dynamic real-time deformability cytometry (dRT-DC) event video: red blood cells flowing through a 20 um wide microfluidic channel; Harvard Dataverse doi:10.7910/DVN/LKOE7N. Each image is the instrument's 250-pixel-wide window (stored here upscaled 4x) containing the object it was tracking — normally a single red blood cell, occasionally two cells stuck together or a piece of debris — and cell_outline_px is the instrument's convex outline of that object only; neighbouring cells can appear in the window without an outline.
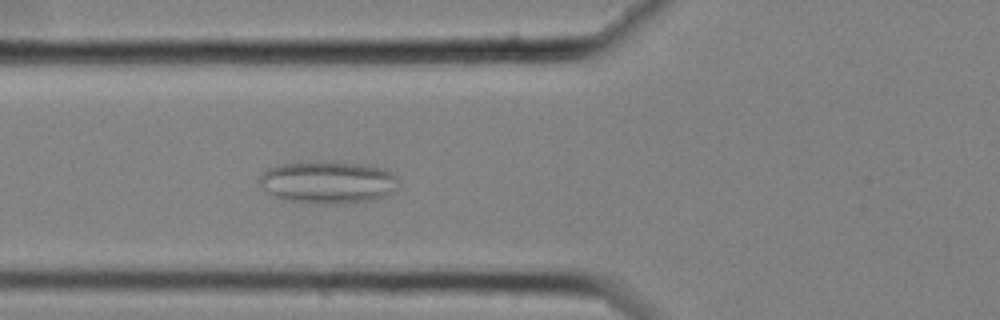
{"species": "common noctule bat (a hibernating species)", "species_latin": "Nyctalus noctula", "temperature_condition": "cold", "stored_images_in_passage": 50, "camera_frame_rate_fps": 3000, "um_per_image_px": 0.085, "animal": {"sex": "female", "body_mass_g": 25.1}, "frame": {"image": 1, "passage_image": 14, "time_ms": 4.333, "image_size_px": [1000, 320], "cell_outline_px": [[396, 180], [392, 192], [384, 196], [372, 200], [340, 204], [328, 204], [284, 200], [268, 192], [260, 184], [260, 176], [268, 168], [280, 164], [368, 164], [384, 168], [392, 172], [396, 176]], "centroid_in_image_um": [27.89, 15.53], "position_along_channel_um": 97.9, "area_um2": 33.23}}
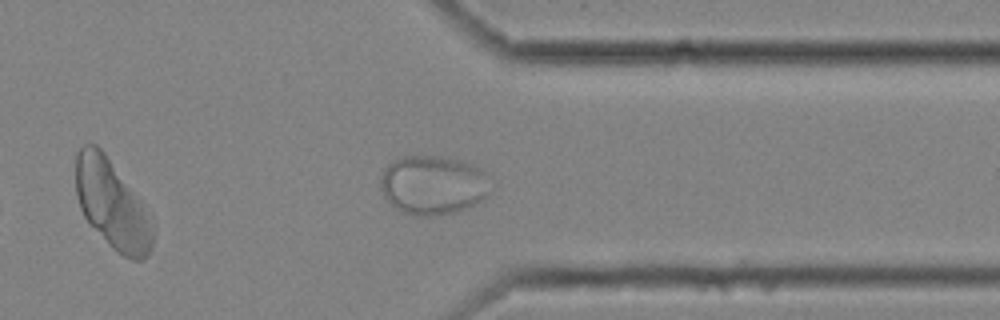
{"frame": {"image": 2, "passage_image": 38, "time_ms": 12.333, "image_size_px": [1000, 320], "cell_outline_px": [[488, 192], [484, 200], [456, 212], [436, 216], [420, 216], [404, 212], [392, 204], [384, 196], [380, 188], [380, 176], [384, 168], [392, 160], [404, 156], [436, 156], [460, 160], [472, 164], [484, 172]], "centroid_in_image_um": [36.76, 15.72], "position_along_channel_um": 374.6, "area_um2": 37.63}}
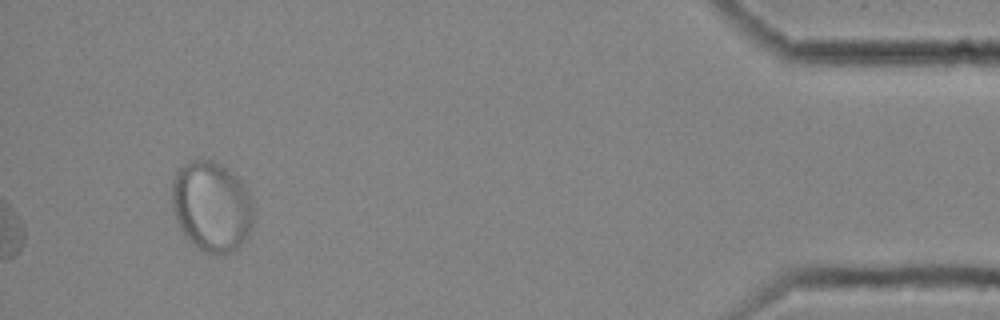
{"frame": {"image": 3, "passage_image": 47, "time_ms": 15.333, "image_size_px": [1000, 320], "cell_outline_px": [[252, 224], [248, 236], [232, 252], [220, 256], [212, 256], [204, 252], [188, 240], [180, 228], [172, 212], [172, 184], [176, 172], [184, 164], [192, 160], [212, 160], [220, 164], [236, 176], [240, 180], [248, 192], [252, 200]], "centroid_in_image_um": [17.97, 17.58], "position_along_channel_um": 417.2, "area_um2": 43.12}}